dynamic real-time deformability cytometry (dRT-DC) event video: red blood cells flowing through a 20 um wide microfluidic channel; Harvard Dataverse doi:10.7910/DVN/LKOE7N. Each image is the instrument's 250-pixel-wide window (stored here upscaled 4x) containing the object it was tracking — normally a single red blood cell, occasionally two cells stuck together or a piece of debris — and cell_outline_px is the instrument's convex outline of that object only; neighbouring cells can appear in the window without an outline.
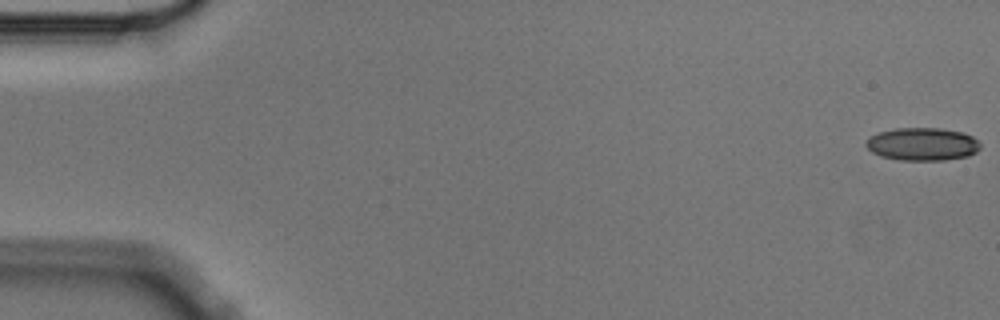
{"species": "Egyptian fruit bat (a non-hibernating species)", "species_latin": "Rousettus aegyptiacus", "temperature_condition": "cold", "stored_images_in_passage": 5, "camera_frame_rate_fps": 3000, "um_per_image_px": 0.085, "animal": {"sex": "male"}, "frame": {"image": 1, "passage_image": 1, "time_ms": 0.0, "image_size_px": [1000, 320], "cell_outline_px": [[980, 148], [976, 152], [968, 156], [944, 160], [900, 160], [880, 156], [872, 152], [864, 144], [872, 136], [880, 132], [896, 128], [940, 128], [964, 132], [972, 136], [980, 144]], "centroid_in_image_um": [78.42, 12.25], "position_along_channel_um": 6.6, "area_um2": 21.85}}
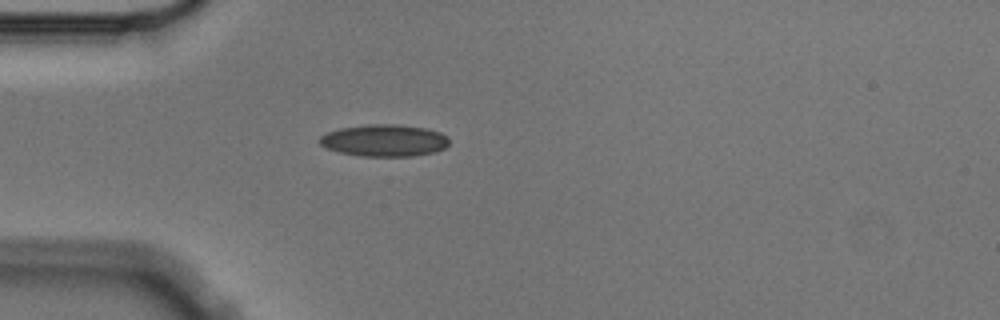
{"frame": {"image": 2, "passage_image": 5, "time_ms": 1.333, "image_size_px": [1000, 320], "cell_outline_px": [[448, 144], [444, 148], [436, 152], [412, 156], [364, 156], [340, 152], [328, 148], [320, 144], [320, 136], [328, 132], [340, 128], [368, 124], [396, 124], [428, 128], [440, 132], [448, 136]], "centroid_in_image_um": [32.71, 11.93], "position_along_channel_um": 52.3, "area_um2": 24.1}}